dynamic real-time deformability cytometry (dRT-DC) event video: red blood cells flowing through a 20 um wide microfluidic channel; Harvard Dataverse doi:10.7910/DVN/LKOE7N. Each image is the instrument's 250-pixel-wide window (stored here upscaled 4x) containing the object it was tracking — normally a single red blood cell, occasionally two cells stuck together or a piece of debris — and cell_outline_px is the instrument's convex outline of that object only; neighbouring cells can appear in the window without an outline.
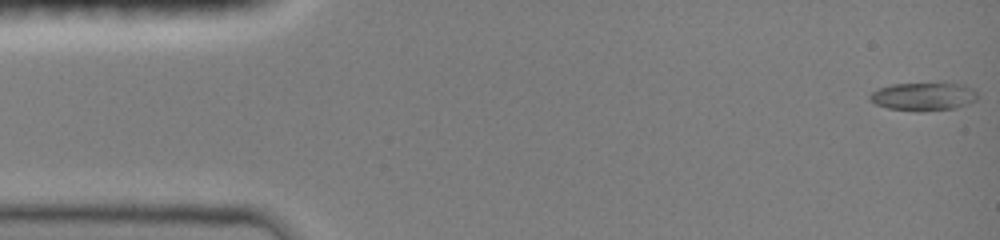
{"species": "common noctule bat (a hibernating species)", "species_latin": "Nyctalus noctula", "temperature_condition": "room temperature", "stored_images_in_passage": 48, "camera_frame_rate_fps": 3000, "um_per_image_px": 0.085, "animal": {"sex": "female", "body_mass_g": 19.0, "forearm_length_mm": 51.5}, "frame": {"image": 1, "passage_image": 1, "time_ms": 0.0, "image_size_px": [1000, 240], "cell_outline_px": [[976, 100], [968, 104], [956, 108], [920, 112], [916, 112], [888, 108], [876, 104], [868, 96], [872, 92], [880, 88], [892, 84], [964, 84], [972, 88], [976, 92]], "centroid_in_image_um": [78.5, 8.22], "position_along_channel_um": 6.5, "area_um2": 17.51}}
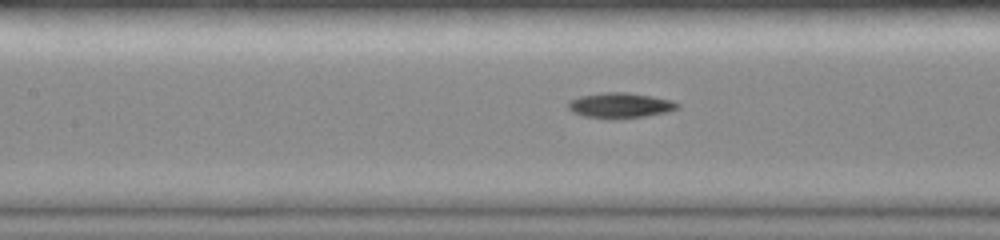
{"frame": {"image": 2, "passage_image": 21, "time_ms": 6.667, "image_size_px": [1000, 240], "cell_outline_px": [[680, 108], [668, 112], [644, 116], [612, 120], [584, 116], [572, 112], [568, 108], [568, 100], [580, 96], [604, 92], [628, 92], [652, 96], [672, 100], [680, 104]], "centroid_in_image_um": [52.72, 8.96], "position_along_channel_um": 154.7, "area_um2": 16.42}}
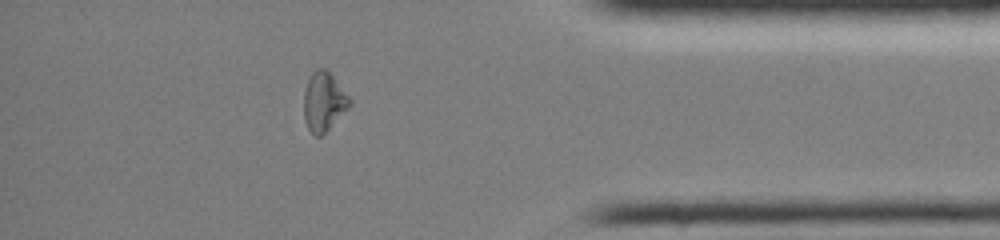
{"frame": {"image": 3, "passage_image": 41, "time_ms": 13.333, "image_size_px": [1000, 240], "cell_outline_px": [[352, 104], [320, 136], [316, 136], [308, 128], [304, 120], [304, 92], [308, 80], [312, 72], [316, 68], [324, 68], [332, 76], [352, 100]], "centroid_in_image_um": [27.51, 8.62], "position_along_channel_um": 407.7, "area_um2": 15.37}, "authors_computed_cell_mechanics": {"area_um2": 15.8083, "velocity_mm_per_s": 4.0431, "shape_relaxation_time_tau1_ms": 5.3225, "shape_relaxation_time_tau2_ms": null, "deformation_change_tau1": 0.1941, "deformation_change_tau2": null}}